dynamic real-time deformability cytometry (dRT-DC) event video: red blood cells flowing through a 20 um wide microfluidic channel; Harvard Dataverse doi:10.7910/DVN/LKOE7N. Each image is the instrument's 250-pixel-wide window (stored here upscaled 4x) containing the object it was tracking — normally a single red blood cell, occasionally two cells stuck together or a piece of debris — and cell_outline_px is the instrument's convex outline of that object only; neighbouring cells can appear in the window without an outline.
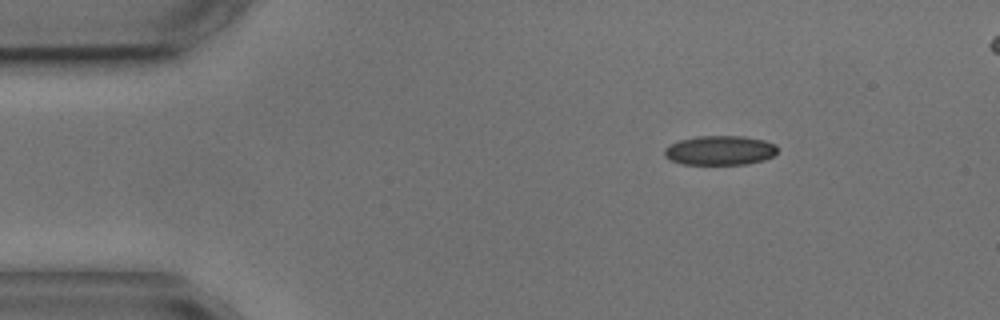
{"species": "common noctule bat (a hibernating species)", "species_latin": "Nyctalus noctula", "temperature_condition": "cold", "stored_images_in_passage": 3, "segment_of_instrument_passage": [1, 2], "camera_frame_rate_fps": 3000, "um_per_image_px": 0.085, "animal": {"sex": "male", "body_mass_g": 17.9, "forearm_length_mm": 54.2}, "frame": {"image": 1, "passage_image": 1, "time_ms": 0.0, "image_size_px": [1000, 320], "cell_outline_px": [[776, 152], [772, 156], [764, 160], [748, 164], [680, 164], [664, 156], [664, 148], [668, 144], [680, 140], [696, 136], [744, 136], [764, 140], [776, 144]], "centroid_in_image_um": [61.17, 12.78], "position_along_channel_um": 23.8, "area_um2": 19.48}}